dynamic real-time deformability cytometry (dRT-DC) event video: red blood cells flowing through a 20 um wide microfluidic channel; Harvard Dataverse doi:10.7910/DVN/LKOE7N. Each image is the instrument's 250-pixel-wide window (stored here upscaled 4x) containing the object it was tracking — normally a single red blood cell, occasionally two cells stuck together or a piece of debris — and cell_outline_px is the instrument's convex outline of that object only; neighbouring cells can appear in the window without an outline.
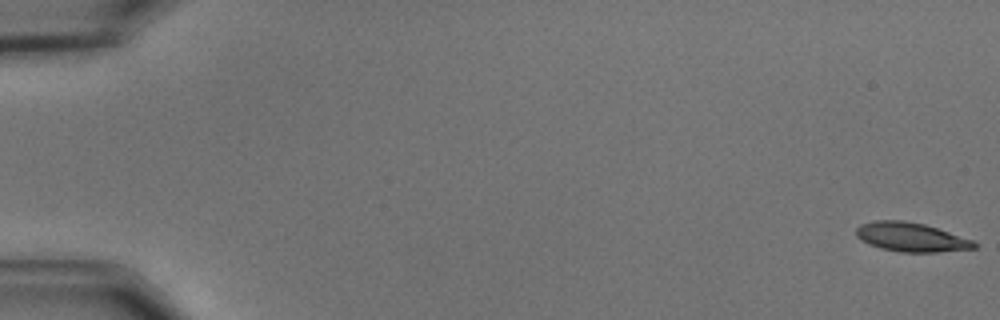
{"species": "common noctule bat (a hibernating species)", "species_latin": "Nyctalus noctula", "temperature_condition": "cold", "stored_images_in_passage": 58, "camera_frame_rate_fps": 3000, "um_per_image_px": 0.085, "animal": {"sex": "male", "body_mass_g": 15.6}, "frame": {"image": 1, "passage_image": 1, "time_ms": 0.0, "image_size_px": [1000, 320], "cell_outline_px": [[976, 248], [936, 252], [900, 252], [880, 248], [868, 244], [860, 240], [856, 236], [856, 228], [860, 224], [876, 220], [904, 220], [924, 224], [972, 240], [976, 244]], "centroid_in_image_um": [77.38, 20.15], "position_along_channel_um": 7.6, "area_um2": 19.88}}
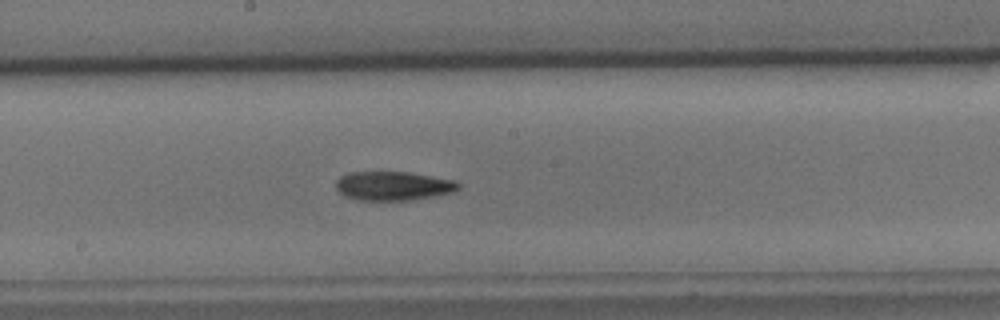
{"frame": {"image": 2, "passage_image": 32, "time_ms": 10.333, "image_size_px": [1000, 320], "cell_outline_px": [[460, 188], [452, 192], [432, 196], [408, 200], [360, 200], [344, 196], [336, 188], [336, 180], [340, 176], [348, 172], [408, 172], [456, 180], [460, 184]], "centroid_in_image_um": [33.41, 15.79], "position_along_channel_um": 214.8, "area_um2": 20.63}}
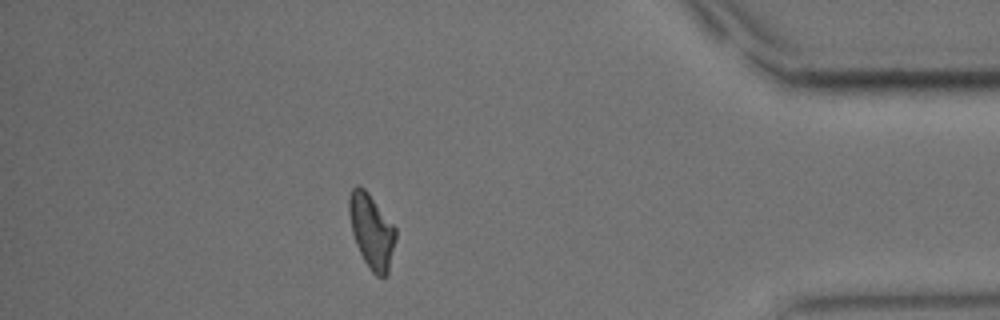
{"frame": {"image": 3, "passage_image": 51, "time_ms": 16.667, "image_size_px": [1000, 320], "cell_outline_px": [[396, 236], [388, 272], [384, 276], [376, 276], [368, 268], [356, 244], [352, 232], [348, 212], [348, 200], [352, 188], [356, 184], [360, 184], [368, 192], [396, 228]], "centroid_in_image_um": [31.56, 19.61], "position_along_channel_um": 403.6, "area_um2": 20.11}, "authors_computed_cell_mechanics": {"area_um2": 20.23, "velocity_mm_per_s": 3.553, "shape_relaxation_time_tau1_ms": 6.0301, "shape_relaxation_time_tau2_ms": 9.4482, "deformation_change_tau1": 0.1605, "deformation_change_tau2": 0.202}}